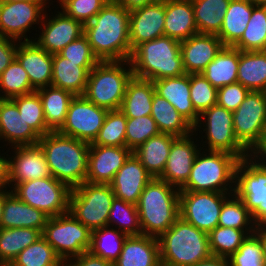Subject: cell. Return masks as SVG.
I'll list each match as a JSON object with an SVG mask.
<instances>
[{
  "mask_svg": "<svg viewBox=\"0 0 266 266\" xmlns=\"http://www.w3.org/2000/svg\"><path fill=\"white\" fill-rule=\"evenodd\" d=\"M151 116L161 133L184 137L194 132V127L165 98L154 93Z\"/></svg>",
  "mask_w": 266,
  "mask_h": 266,
  "instance_id": "34",
  "label": "cell"
},
{
  "mask_svg": "<svg viewBox=\"0 0 266 266\" xmlns=\"http://www.w3.org/2000/svg\"><path fill=\"white\" fill-rule=\"evenodd\" d=\"M48 218L43 211L24 203L11 191L5 197L1 228H33L42 232Z\"/></svg>",
  "mask_w": 266,
  "mask_h": 266,
  "instance_id": "29",
  "label": "cell"
},
{
  "mask_svg": "<svg viewBox=\"0 0 266 266\" xmlns=\"http://www.w3.org/2000/svg\"><path fill=\"white\" fill-rule=\"evenodd\" d=\"M218 226L239 230H255L257 225L243 200L233 193L223 202Z\"/></svg>",
  "mask_w": 266,
  "mask_h": 266,
  "instance_id": "45",
  "label": "cell"
},
{
  "mask_svg": "<svg viewBox=\"0 0 266 266\" xmlns=\"http://www.w3.org/2000/svg\"><path fill=\"white\" fill-rule=\"evenodd\" d=\"M127 117L120 110L108 111L98 136L90 145L126 146Z\"/></svg>",
  "mask_w": 266,
  "mask_h": 266,
  "instance_id": "47",
  "label": "cell"
},
{
  "mask_svg": "<svg viewBox=\"0 0 266 266\" xmlns=\"http://www.w3.org/2000/svg\"><path fill=\"white\" fill-rule=\"evenodd\" d=\"M61 11L86 24L90 22L109 0H58Z\"/></svg>",
  "mask_w": 266,
  "mask_h": 266,
  "instance_id": "52",
  "label": "cell"
},
{
  "mask_svg": "<svg viewBox=\"0 0 266 266\" xmlns=\"http://www.w3.org/2000/svg\"><path fill=\"white\" fill-rule=\"evenodd\" d=\"M158 266H167V265H164V264L160 263Z\"/></svg>",
  "mask_w": 266,
  "mask_h": 266,
  "instance_id": "67",
  "label": "cell"
},
{
  "mask_svg": "<svg viewBox=\"0 0 266 266\" xmlns=\"http://www.w3.org/2000/svg\"><path fill=\"white\" fill-rule=\"evenodd\" d=\"M238 64L239 50L233 46H223L202 74L216 89H219L237 83Z\"/></svg>",
  "mask_w": 266,
  "mask_h": 266,
  "instance_id": "33",
  "label": "cell"
},
{
  "mask_svg": "<svg viewBox=\"0 0 266 266\" xmlns=\"http://www.w3.org/2000/svg\"><path fill=\"white\" fill-rule=\"evenodd\" d=\"M115 1L130 12L135 9L142 8L146 5L152 4L158 0H115Z\"/></svg>",
  "mask_w": 266,
  "mask_h": 266,
  "instance_id": "57",
  "label": "cell"
},
{
  "mask_svg": "<svg viewBox=\"0 0 266 266\" xmlns=\"http://www.w3.org/2000/svg\"><path fill=\"white\" fill-rule=\"evenodd\" d=\"M158 241L161 263L167 266H195L212 255L208 233L180 216Z\"/></svg>",
  "mask_w": 266,
  "mask_h": 266,
  "instance_id": "5",
  "label": "cell"
},
{
  "mask_svg": "<svg viewBox=\"0 0 266 266\" xmlns=\"http://www.w3.org/2000/svg\"><path fill=\"white\" fill-rule=\"evenodd\" d=\"M16 1H27V0H0V3H11Z\"/></svg>",
  "mask_w": 266,
  "mask_h": 266,
  "instance_id": "66",
  "label": "cell"
},
{
  "mask_svg": "<svg viewBox=\"0 0 266 266\" xmlns=\"http://www.w3.org/2000/svg\"><path fill=\"white\" fill-rule=\"evenodd\" d=\"M41 237L42 232L33 228H0V263L12 262Z\"/></svg>",
  "mask_w": 266,
  "mask_h": 266,
  "instance_id": "39",
  "label": "cell"
},
{
  "mask_svg": "<svg viewBox=\"0 0 266 266\" xmlns=\"http://www.w3.org/2000/svg\"><path fill=\"white\" fill-rule=\"evenodd\" d=\"M39 94L47 127L58 131L66 120L67 111L74 95L64 89L47 86L36 90Z\"/></svg>",
  "mask_w": 266,
  "mask_h": 266,
  "instance_id": "37",
  "label": "cell"
},
{
  "mask_svg": "<svg viewBox=\"0 0 266 266\" xmlns=\"http://www.w3.org/2000/svg\"><path fill=\"white\" fill-rule=\"evenodd\" d=\"M11 191L7 189H2L0 190V228H1V218H2V214H3V205H4V201H5V197L10 193Z\"/></svg>",
  "mask_w": 266,
  "mask_h": 266,
  "instance_id": "62",
  "label": "cell"
},
{
  "mask_svg": "<svg viewBox=\"0 0 266 266\" xmlns=\"http://www.w3.org/2000/svg\"><path fill=\"white\" fill-rule=\"evenodd\" d=\"M228 259L231 266H266L263 246L255 233L248 235Z\"/></svg>",
  "mask_w": 266,
  "mask_h": 266,
  "instance_id": "51",
  "label": "cell"
},
{
  "mask_svg": "<svg viewBox=\"0 0 266 266\" xmlns=\"http://www.w3.org/2000/svg\"><path fill=\"white\" fill-rule=\"evenodd\" d=\"M107 112V109L90 102L84 95L74 96L66 120L58 132L91 144L98 136Z\"/></svg>",
  "mask_w": 266,
  "mask_h": 266,
  "instance_id": "15",
  "label": "cell"
},
{
  "mask_svg": "<svg viewBox=\"0 0 266 266\" xmlns=\"http://www.w3.org/2000/svg\"><path fill=\"white\" fill-rule=\"evenodd\" d=\"M195 266H231V265L228 258L211 255L210 257L199 261Z\"/></svg>",
  "mask_w": 266,
  "mask_h": 266,
  "instance_id": "58",
  "label": "cell"
},
{
  "mask_svg": "<svg viewBox=\"0 0 266 266\" xmlns=\"http://www.w3.org/2000/svg\"><path fill=\"white\" fill-rule=\"evenodd\" d=\"M231 0H191L198 33L217 35Z\"/></svg>",
  "mask_w": 266,
  "mask_h": 266,
  "instance_id": "38",
  "label": "cell"
},
{
  "mask_svg": "<svg viewBox=\"0 0 266 266\" xmlns=\"http://www.w3.org/2000/svg\"><path fill=\"white\" fill-rule=\"evenodd\" d=\"M165 0L130 11L129 38L133 51L143 42L164 36Z\"/></svg>",
  "mask_w": 266,
  "mask_h": 266,
  "instance_id": "19",
  "label": "cell"
},
{
  "mask_svg": "<svg viewBox=\"0 0 266 266\" xmlns=\"http://www.w3.org/2000/svg\"><path fill=\"white\" fill-rule=\"evenodd\" d=\"M201 150L196 155L187 182L179 190L234 193L235 170L239 159L227 152L201 153Z\"/></svg>",
  "mask_w": 266,
  "mask_h": 266,
  "instance_id": "6",
  "label": "cell"
},
{
  "mask_svg": "<svg viewBox=\"0 0 266 266\" xmlns=\"http://www.w3.org/2000/svg\"><path fill=\"white\" fill-rule=\"evenodd\" d=\"M22 114L25 122L32 127V129L41 137L51 132L47 127L43 104L39 94L35 91L31 94L16 96L11 99Z\"/></svg>",
  "mask_w": 266,
  "mask_h": 266,
  "instance_id": "46",
  "label": "cell"
},
{
  "mask_svg": "<svg viewBox=\"0 0 266 266\" xmlns=\"http://www.w3.org/2000/svg\"><path fill=\"white\" fill-rule=\"evenodd\" d=\"M130 12L115 0H109L102 10L84 24L93 54L99 61L130 60Z\"/></svg>",
  "mask_w": 266,
  "mask_h": 266,
  "instance_id": "1",
  "label": "cell"
},
{
  "mask_svg": "<svg viewBox=\"0 0 266 266\" xmlns=\"http://www.w3.org/2000/svg\"><path fill=\"white\" fill-rule=\"evenodd\" d=\"M230 193L180 191V217L197 229L209 233L218 226L223 202Z\"/></svg>",
  "mask_w": 266,
  "mask_h": 266,
  "instance_id": "14",
  "label": "cell"
},
{
  "mask_svg": "<svg viewBox=\"0 0 266 266\" xmlns=\"http://www.w3.org/2000/svg\"><path fill=\"white\" fill-rule=\"evenodd\" d=\"M160 263L158 238L139 235L126 237L113 266H158Z\"/></svg>",
  "mask_w": 266,
  "mask_h": 266,
  "instance_id": "28",
  "label": "cell"
},
{
  "mask_svg": "<svg viewBox=\"0 0 266 266\" xmlns=\"http://www.w3.org/2000/svg\"><path fill=\"white\" fill-rule=\"evenodd\" d=\"M57 13L50 19L45 10V15L40 22L42 33L38 38L33 39L50 54L59 53L65 46L84 34L82 22L67 16L63 11Z\"/></svg>",
  "mask_w": 266,
  "mask_h": 266,
  "instance_id": "17",
  "label": "cell"
},
{
  "mask_svg": "<svg viewBox=\"0 0 266 266\" xmlns=\"http://www.w3.org/2000/svg\"><path fill=\"white\" fill-rule=\"evenodd\" d=\"M260 239L262 246H263V253L264 258L266 261V225H258L256 226L255 232H254Z\"/></svg>",
  "mask_w": 266,
  "mask_h": 266,
  "instance_id": "61",
  "label": "cell"
},
{
  "mask_svg": "<svg viewBox=\"0 0 266 266\" xmlns=\"http://www.w3.org/2000/svg\"><path fill=\"white\" fill-rule=\"evenodd\" d=\"M255 230H239L217 226L208 233L212 255L229 258L241 246L242 242Z\"/></svg>",
  "mask_w": 266,
  "mask_h": 266,
  "instance_id": "42",
  "label": "cell"
},
{
  "mask_svg": "<svg viewBox=\"0 0 266 266\" xmlns=\"http://www.w3.org/2000/svg\"><path fill=\"white\" fill-rule=\"evenodd\" d=\"M234 195L243 200L257 226L266 225V166L252 154L236 166Z\"/></svg>",
  "mask_w": 266,
  "mask_h": 266,
  "instance_id": "9",
  "label": "cell"
},
{
  "mask_svg": "<svg viewBox=\"0 0 266 266\" xmlns=\"http://www.w3.org/2000/svg\"><path fill=\"white\" fill-rule=\"evenodd\" d=\"M92 232L69 212L49 217L42 237L63 261L89 251Z\"/></svg>",
  "mask_w": 266,
  "mask_h": 266,
  "instance_id": "10",
  "label": "cell"
},
{
  "mask_svg": "<svg viewBox=\"0 0 266 266\" xmlns=\"http://www.w3.org/2000/svg\"><path fill=\"white\" fill-rule=\"evenodd\" d=\"M129 68L126 69L124 67ZM133 71L130 60L99 61L90 71L84 96L108 111L120 110Z\"/></svg>",
  "mask_w": 266,
  "mask_h": 266,
  "instance_id": "7",
  "label": "cell"
},
{
  "mask_svg": "<svg viewBox=\"0 0 266 266\" xmlns=\"http://www.w3.org/2000/svg\"><path fill=\"white\" fill-rule=\"evenodd\" d=\"M40 136L28 125L11 99H0V140L12 147L36 145Z\"/></svg>",
  "mask_w": 266,
  "mask_h": 266,
  "instance_id": "26",
  "label": "cell"
},
{
  "mask_svg": "<svg viewBox=\"0 0 266 266\" xmlns=\"http://www.w3.org/2000/svg\"><path fill=\"white\" fill-rule=\"evenodd\" d=\"M38 144L55 179L71 189L86 181L89 143L51 131L41 136Z\"/></svg>",
  "mask_w": 266,
  "mask_h": 266,
  "instance_id": "2",
  "label": "cell"
},
{
  "mask_svg": "<svg viewBox=\"0 0 266 266\" xmlns=\"http://www.w3.org/2000/svg\"><path fill=\"white\" fill-rule=\"evenodd\" d=\"M126 237V234L109 226L93 230L89 251L114 263L119 258Z\"/></svg>",
  "mask_w": 266,
  "mask_h": 266,
  "instance_id": "41",
  "label": "cell"
},
{
  "mask_svg": "<svg viewBox=\"0 0 266 266\" xmlns=\"http://www.w3.org/2000/svg\"><path fill=\"white\" fill-rule=\"evenodd\" d=\"M98 62H72L59 53L53 54L51 86L64 89L74 96L85 93L90 71Z\"/></svg>",
  "mask_w": 266,
  "mask_h": 266,
  "instance_id": "25",
  "label": "cell"
},
{
  "mask_svg": "<svg viewBox=\"0 0 266 266\" xmlns=\"http://www.w3.org/2000/svg\"><path fill=\"white\" fill-rule=\"evenodd\" d=\"M237 82L250 91L266 92V51H240Z\"/></svg>",
  "mask_w": 266,
  "mask_h": 266,
  "instance_id": "35",
  "label": "cell"
},
{
  "mask_svg": "<svg viewBox=\"0 0 266 266\" xmlns=\"http://www.w3.org/2000/svg\"><path fill=\"white\" fill-rule=\"evenodd\" d=\"M176 138L172 134L160 133L149 138L132 153L153 178H159L165 169L172 142Z\"/></svg>",
  "mask_w": 266,
  "mask_h": 266,
  "instance_id": "31",
  "label": "cell"
},
{
  "mask_svg": "<svg viewBox=\"0 0 266 266\" xmlns=\"http://www.w3.org/2000/svg\"><path fill=\"white\" fill-rule=\"evenodd\" d=\"M232 115L237 140L252 154L266 135V92L250 91Z\"/></svg>",
  "mask_w": 266,
  "mask_h": 266,
  "instance_id": "12",
  "label": "cell"
},
{
  "mask_svg": "<svg viewBox=\"0 0 266 266\" xmlns=\"http://www.w3.org/2000/svg\"><path fill=\"white\" fill-rule=\"evenodd\" d=\"M130 63L133 76L152 82L186 74L180 52V41L168 36L138 45L132 52Z\"/></svg>",
  "mask_w": 266,
  "mask_h": 266,
  "instance_id": "4",
  "label": "cell"
},
{
  "mask_svg": "<svg viewBox=\"0 0 266 266\" xmlns=\"http://www.w3.org/2000/svg\"><path fill=\"white\" fill-rule=\"evenodd\" d=\"M131 154L126 146L90 145L86 182L109 184Z\"/></svg>",
  "mask_w": 266,
  "mask_h": 266,
  "instance_id": "20",
  "label": "cell"
},
{
  "mask_svg": "<svg viewBox=\"0 0 266 266\" xmlns=\"http://www.w3.org/2000/svg\"><path fill=\"white\" fill-rule=\"evenodd\" d=\"M50 0H27L0 3V36L16 41H31L27 31L33 24H39L44 15L46 3ZM45 6V7H44Z\"/></svg>",
  "mask_w": 266,
  "mask_h": 266,
  "instance_id": "16",
  "label": "cell"
},
{
  "mask_svg": "<svg viewBox=\"0 0 266 266\" xmlns=\"http://www.w3.org/2000/svg\"><path fill=\"white\" fill-rule=\"evenodd\" d=\"M153 85L156 94L169 101L193 127L196 126L200 115L190 99V74L163 78L153 81Z\"/></svg>",
  "mask_w": 266,
  "mask_h": 266,
  "instance_id": "27",
  "label": "cell"
},
{
  "mask_svg": "<svg viewBox=\"0 0 266 266\" xmlns=\"http://www.w3.org/2000/svg\"><path fill=\"white\" fill-rule=\"evenodd\" d=\"M0 266H16L13 262H1Z\"/></svg>",
  "mask_w": 266,
  "mask_h": 266,
  "instance_id": "64",
  "label": "cell"
},
{
  "mask_svg": "<svg viewBox=\"0 0 266 266\" xmlns=\"http://www.w3.org/2000/svg\"><path fill=\"white\" fill-rule=\"evenodd\" d=\"M114 198L110 184L85 181L71 190L69 213L92 232L108 226Z\"/></svg>",
  "mask_w": 266,
  "mask_h": 266,
  "instance_id": "8",
  "label": "cell"
},
{
  "mask_svg": "<svg viewBox=\"0 0 266 266\" xmlns=\"http://www.w3.org/2000/svg\"><path fill=\"white\" fill-rule=\"evenodd\" d=\"M35 91L27 72L16 58L0 74V92L4 93H0V99H12Z\"/></svg>",
  "mask_w": 266,
  "mask_h": 266,
  "instance_id": "43",
  "label": "cell"
},
{
  "mask_svg": "<svg viewBox=\"0 0 266 266\" xmlns=\"http://www.w3.org/2000/svg\"><path fill=\"white\" fill-rule=\"evenodd\" d=\"M254 6H266V0H248Z\"/></svg>",
  "mask_w": 266,
  "mask_h": 266,
  "instance_id": "63",
  "label": "cell"
},
{
  "mask_svg": "<svg viewBox=\"0 0 266 266\" xmlns=\"http://www.w3.org/2000/svg\"><path fill=\"white\" fill-rule=\"evenodd\" d=\"M252 156L259 159L258 161L266 166V135L263 138L262 143L252 152Z\"/></svg>",
  "mask_w": 266,
  "mask_h": 266,
  "instance_id": "60",
  "label": "cell"
},
{
  "mask_svg": "<svg viewBox=\"0 0 266 266\" xmlns=\"http://www.w3.org/2000/svg\"><path fill=\"white\" fill-rule=\"evenodd\" d=\"M180 190L159 178H152L136 204L142 235L159 238L180 216Z\"/></svg>",
  "mask_w": 266,
  "mask_h": 266,
  "instance_id": "3",
  "label": "cell"
},
{
  "mask_svg": "<svg viewBox=\"0 0 266 266\" xmlns=\"http://www.w3.org/2000/svg\"><path fill=\"white\" fill-rule=\"evenodd\" d=\"M9 185L8 159L0 155V190L7 189Z\"/></svg>",
  "mask_w": 266,
  "mask_h": 266,
  "instance_id": "59",
  "label": "cell"
},
{
  "mask_svg": "<svg viewBox=\"0 0 266 266\" xmlns=\"http://www.w3.org/2000/svg\"><path fill=\"white\" fill-rule=\"evenodd\" d=\"M197 33L191 0H165L164 36L181 42Z\"/></svg>",
  "mask_w": 266,
  "mask_h": 266,
  "instance_id": "30",
  "label": "cell"
},
{
  "mask_svg": "<svg viewBox=\"0 0 266 266\" xmlns=\"http://www.w3.org/2000/svg\"><path fill=\"white\" fill-rule=\"evenodd\" d=\"M12 149L15 154L13 158H8L10 188L29 180L53 177L39 144L15 146Z\"/></svg>",
  "mask_w": 266,
  "mask_h": 266,
  "instance_id": "18",
  "label": "cell"
},
{
  "mask_svg": "<svg viewBox=\"0 0 266 266\" xmlns=\"http://www.w3.org/2000/svg\"><path fill=\"white\" fill-rule=\"evenodd\" d=\"M59 54L72 62H99L84 34L65 46Z\"/></svg>",
  "mask_w": 266,
  "mask_h": 266,
  "instance_id": "54",
  "label": "cell"
},
{
  "mask_svg": "<svg viewBox=\"0 0 266 266\" xmlns=\"http://www.w3.org/2000/svg\"><path fill=\"white\" fill-rule=\"evenodd\" d=\"M127 236L142 235L139 213L135 204L114 198L108 217V226L114 225Z\"/></svg>",
  "mask_w": 266,
  "mask_h": 266,
  "instance_id": "44",
  "label": "cell"
},
{
  "mask_svg": "<svg viewBox=\"0 0 266 266\" xmlns=\"http://www.w3.org/2000/svg\"><path fill=\"white\" fill-rule=\"evenodd\" d=\"M155 88L151 80L132 76L126 86L120 111L127 118L151 115Z\"/></svg>",
  "mask_w": 266,
  "mask_h": 266,
  "instance_id": "32",
  "label": "cell"
},
{
  "mask_svg": "<svg viewBox=\"0 0 266 266\" xmlns=\"http://www.w3.org/2000/svg\"><path fill=\"white\" fill-rule=\"evenodd\" d=\"M217 35L197 33L180 42V52L186 74H199L223 48Z\"/></svg>",
  "mask_w": 266,
  "mask_h": 266,
  "instance_id": "22",
  "label": "cell"
},
{
  "mask_svg": "<svg viewBox=\"0 0 266 266\" xmlns=\"http://www.w3.org/2000/svg\"><path fill=\"white\" fill-rule=\"evenodd\" d=\"M71 190L67 184L47 177L19 183L11 191L24 203L55 217L69 212Z\"/></svg>",
  "mask_w": 266,
  "mask_h": 266,
  "instance_id": "11",
  "label": "cell"
},
{
  "mask_svg": "<svg viewBox=\"0 0 266 266\" xmlns=\"http://www.w3.org/2000/svg\"><path fill=\"white\" fill-rule=\"evenodd\" d=\"M56 266H71V264L68 261H61L58 265Z\"/></svg>",
  "mask_w": 266,
  "mask_h": 266,
  "instance_id": "65",
  "label": "cell"
},
{
  "mask_svg": "<svg viewBox=\"0 0 266 266\" xmlns=\"http://www.w3.org/2000/svg\"><path fill=\"white\" fill-rule=\"evenodd\" d=\"M204 122H203V121ZM203 122V123H201ZM205 123V124H204ZM201 124H204L202 128ZM203 129L206 134V141L203 143L208 144V149L205 151H222L235 155L239 160L246 158L251 153L237 140L234 134L233 115L224 107L214 105L208 110L204 111L194 127V132L199 128Z\"/></svg>",
  "mask_w": 266,
  "mask_h": 266,
  "instance_id": "13",
  "label": "cell"
},
{
  "mask_svg": "<svg viewBox=\"0 0 266 266\" xmlns=\"http://www.w3.org/2000/svg\"><path fill=\"white\" fill-rule=\"evenodd\" d=\"M190 99L195 111L201 115L217 104V89L202 73L190 74Z\"/></svg>",
  "mask_w": 266,
  "mask_h": 266,
  "instance_id": "50",
  "label": "cell"
},
{
  "mask_svg": "<svg viewBox=\"0 0 266 266\" xmlns=\"http://www.w3.org/2000/svg\"><path fill=\"white\" fill-rule=\"evenodd\" d=\"M18 41L0 36V74L16 58Z\"/></svg>",
  "mask_w": 266,
  "mask_h": 266,
  "instance_id": "55",
  "label": "cell"
},
{
  "mask_svg": "<svg viewBox=\"0 0 266 266\" xmlns=\"http://www.w3.org/2000/svg\"><path fill=\"white\" fill-rule=\"evenodd\" d=\"M250 90L241 83H234L217 89V105L234 112L246 98Z\"/></svg>",
  "mask_w": 266,
  "mask_h": 266,
  "instance_id": "53",
  "label": "cell"
},
{
  "mask_svg": "<svg viewBox=\"0 0 266 266\" xmlns=\"http://www.w3.org/2000/svg\"><path fill=\"white\" fill-rule=\"evenodd\" d=\"M240 51H266V6H254L241 38L233 45Z\"/></svg>",
  "mask_w": 266,
  "mask_h": 266,
  "instance_id": "40",
  "label": "cell"
},
{
  "mask_svg": "<svg viewBox=\"0 0 266 266\" xmlns=\"http://www.w3.org/2000/svg\"><path fill=\"white\" fill-rule=\"evenodd\" d=\"M16 59L27 72L35 90L51 86L53 54L42 49L34 40L19 41Z\"/></svg>",
  "mask_w": 266,
  "mask_h": 266,
  "instance_id": "23",
  "label": "cell"
},
{
  "mask_svg": "<svg viewBox=\"0 0 266 266\" xmlns=\"http://www.w3.org/2000/svg\"><path fill=\"white\" fill-rule=\"evenodd\" d=\"M61 261L53 247L41 237L20 252L12 262L16 266H56Z\"/></svg>",
  "mask_w": 266,
  "mask_h": 266,
  "instance_id": "48",
  "label": "cell"
},
{
  "mask_svg": "<svg viewBox=\"0 0 266 266\" xmlns=\"http://www.w3.org/2000/svg\"><path fill=\"white\" fill-rule=\"evenodd\" d=\"M253 5L248 0H231L217 36L224 46H233L243 35L250 20Z\"/></svg>",
  "mask_w": 266,
  "mask_h": 266,
  "instance_id": "36",
  "label": "cell"
},
{
  "mask_svg": "<svg viewBox=\"0 0 266 266\" xmlns=\"http://www.w3.org/2000/svg\"><path fill=\"white\" fill-rule=\"evenodd\" d=\"M194 133L177 137L171 145L167 163L159 179L180 189L188 180L196 155L201 149L192 139ZM196 143V144H195ZM197 145V146H196Z\"/></svg>",
  "mask_w": 266,
  "mask_h": 266,
  "instance_id": "21",
  "label": "cell"
},
{
  "mask_svg": "<svg viewBox=\"0 0 266 266\" xmlns=\"http://www.w3.org/2000/svg\"><path fill=\"white\" fill-rule=\"evenodd\" d=\"M152 178L132 153L109 184L116 198L136 205Z\"/></svg>",
  "mask_w": 266,
  "mask_h": 266,
  "instance_id": "24",
  "label": "cell"
},
{
  "mask_svg": "<svg viewBox=\"0 0 266 266\" xmlns=\"http://www.w3.org/2000/svg\"><path fill=\"white\" fill-rule=\"evenodd\" d=\"M71 266H113V263L99 256L85 251L79 256L67 260Z\"/></svg>",
  "mask_w": 266,
  "mask_h": 266,
  "instance_id": "56",
  "label": "cell"
},
{
  "mask_svg": "<svg viewBox=\"0 0 266 266\" xmlns=\"http://www.w3.org/2000/svg\"><path fill=\"white\" fill-rule=\"evenodd\" d=\"M160 133L151 115L127 118L125 134L126 147L133 152L149 138L157 136Z\"/></svg>",
  "mask_w": 266,
  "mask_h": 266,
  "instance_id": "49",
  "label": "cell"
}]
</instances>
